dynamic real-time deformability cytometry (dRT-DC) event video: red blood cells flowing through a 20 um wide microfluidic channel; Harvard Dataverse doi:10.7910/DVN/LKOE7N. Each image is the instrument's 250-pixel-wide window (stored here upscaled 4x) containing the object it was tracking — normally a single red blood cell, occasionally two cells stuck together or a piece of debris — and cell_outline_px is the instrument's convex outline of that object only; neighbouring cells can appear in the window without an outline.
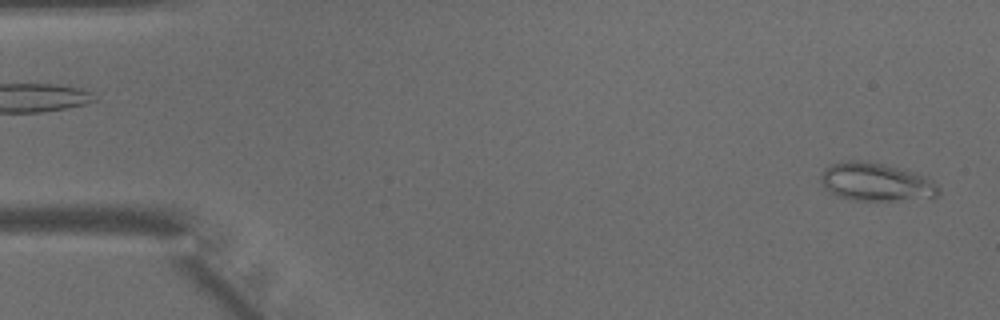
{"species": "common noctule bat (a hibernating species)", "species_latin": "Nyctalus noctula", "temperature_condition": "warm", "stored_images_in_passage": 45, "camera_frame_rate_fps": 3000, "um_per_image_px": 0.085, "animal": {"sex": "male", "body_mass_g": 15.6}, "frame": {"image": 1, "passage_image": 1, "time_ms": 0.0, "image_size_px": [1000, 320], "cell_outline_px": [[940, 192], [936, 196], [892, 200], [852, 200], [836, 196], [824, 188], [820, 180], [820, 176], [832, 164], [848, 160], [868, 160], [884, 164], [912, 172], [924, 176], [940, 188]], "centroid_in_image_um": [74.4, 15.46], "position_along_channel_um": 10.6, "area_um2": 25.78}}
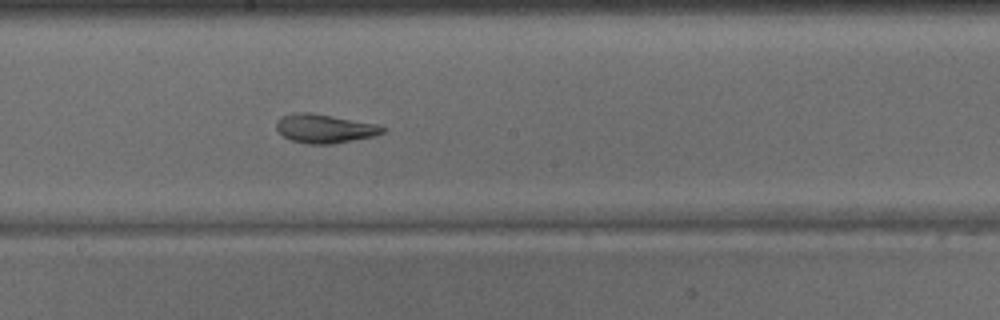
{"frame": {"image": 2, "passage_image": 24, "time_ms": 7.667, "image_size_px": [1000, 320], "cell_outline_px": [[388, 128], [384, 132], [376, 136], [328, 144], [308, 144], [292, 140], [284, 136], [276, 128], [276, 120], [284, 116], [296, 112], [308, 112], [380, 124]], "centroid_in_image_um": [27.65, 10.92], "position_along_channel_um": 220.6, "area_um2": 17.8}}
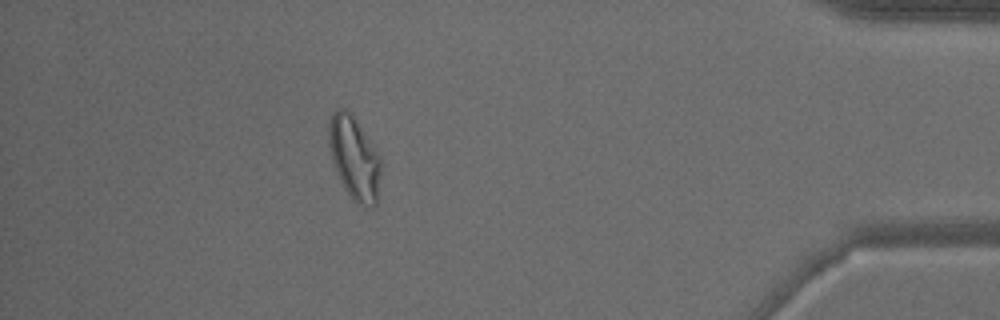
{"frame": {"image": 3, "passage_image": 40, "time_ms": 13.0, "image_size_px": [1000, 320], "cell_outline_px": [[380, 172], [376, 204], [372, 208], [360, 204], [344, 188], [340, 180], [332, 160], [328, 144], [328, 124], [332, 112], [336, 108], [344, 108], [356, 120], [380, 156]], "centroid_in_image_um": [30.09, 13.4], "position_along_channel_um": 405.1, "area_um2": 24.8}}